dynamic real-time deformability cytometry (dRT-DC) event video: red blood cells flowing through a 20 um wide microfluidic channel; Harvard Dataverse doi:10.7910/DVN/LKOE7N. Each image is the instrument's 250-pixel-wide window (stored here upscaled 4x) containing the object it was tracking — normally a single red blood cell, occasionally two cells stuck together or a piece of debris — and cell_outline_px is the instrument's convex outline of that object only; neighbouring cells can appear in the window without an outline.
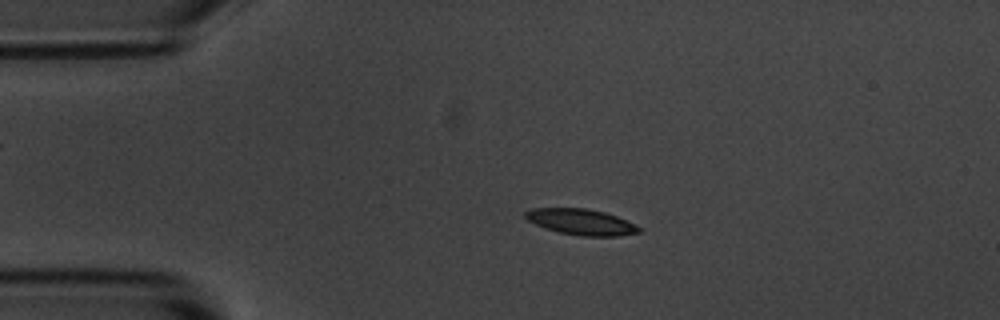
{"species": "common noctule bat (a hibernating species)", "species_latin": "Nyctalus noctula", "temperature_condition": "room temperature", "stored_images_in_passage": 4, "camera_frame_rate_fps": 3000, "um_per_image_px": 0.085, "animal": {"sex": "male", "body_mass_g": 20.1, "forearm_length_mm": 53.5}, "frame": {"image": 1, "passage_image": 3, "time_ms": 2.333, "image_size_px": [1000, 320], "cell_outline_px": [[640, 232], [620, 236], [580, 236], [560, 232], [544, 228], [528, 220], [524, 216], [524, 212], [532, 208], [584, 208], [604, 212], [616, 216], [636, 224], [640, 228]], "centroid_in_image_um": [49.39, 18.86], "position_along_channel_um": 35.6, "area_um2": 17.11}}